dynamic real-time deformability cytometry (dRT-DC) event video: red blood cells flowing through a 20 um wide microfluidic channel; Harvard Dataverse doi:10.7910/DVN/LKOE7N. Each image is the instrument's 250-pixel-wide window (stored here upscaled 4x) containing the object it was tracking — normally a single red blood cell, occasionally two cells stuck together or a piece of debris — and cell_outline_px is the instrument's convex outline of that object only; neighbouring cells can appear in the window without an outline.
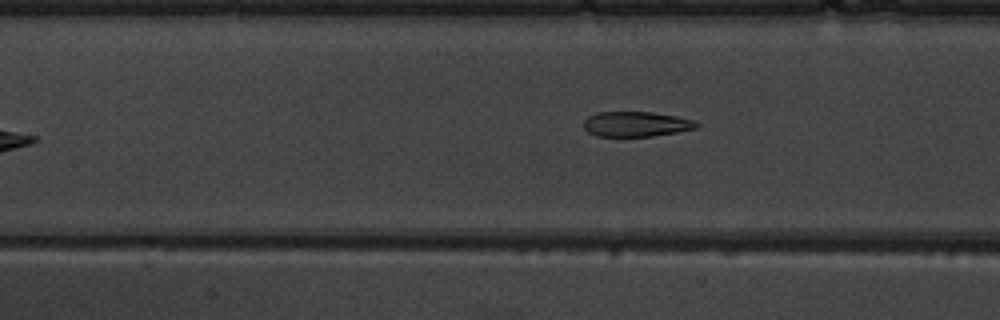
{"species": "common noctule bat (a hibernating species)", "species_latin": "Nyctalus noctula", "temperature_condition": "warm", "stored_images_in_passage": 7, "camera_frame_rate_fps": 3000, "um_per_image_px": 0.085, "animal": {"sex": "male", "body_mass_g": 19.5, "forearm_length_mm": 54.6}, "frame": {"image": 1, "passage_image": 7, "time_ms": 7.0, "image_size_px": [1000, 320], "cell_outline_px": [[700, 124], [696, 128], [676, 132], [652, 136], [596, 136], [588, 132], [584, 128], [584, 120], [588, 116], [600, 112], [652, 112], [676, 116], [696, 120]], "centroid_in_image_um": [54.08, 10.54], "position_along_channel_um": 153.3, "area_um2": 16.47}}